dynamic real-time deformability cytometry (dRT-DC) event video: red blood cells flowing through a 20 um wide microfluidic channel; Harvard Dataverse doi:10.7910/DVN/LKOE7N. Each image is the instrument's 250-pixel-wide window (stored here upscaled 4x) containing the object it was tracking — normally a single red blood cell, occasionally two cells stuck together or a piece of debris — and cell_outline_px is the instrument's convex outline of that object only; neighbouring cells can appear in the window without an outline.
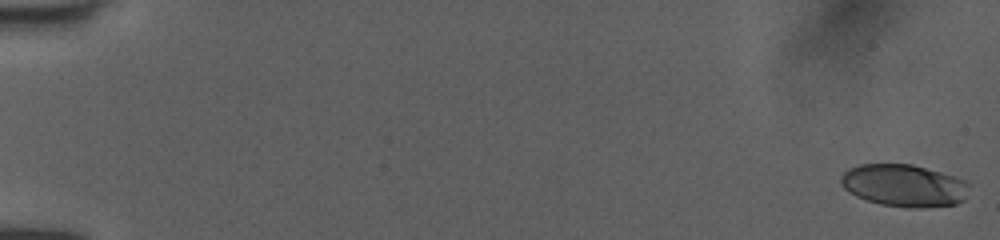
{"species": "human", "species_latin": "Homo sapiens", "temperature_condition": "room temperature", "stored_images_in_passage": 53, "camera_frame_rate_fps": 3000, "um_per_image_px": 0.085, "donor": {"sex": "female"}, "frame": {"image": 1, "passage_image": 1, "time_ms": 0.0, "image_size_px": [1000, 240], "cell_outline_px": [[972, 184], [964, 200], [956, 204], [924, 208], [908, 208], [880, 204], [856, 196], [844, 188], [840, 184], [840, 176], [848, 168], [860, 164], [912, 164], [968, 180]], "centroid_in_image_um": [76.88, 15.77], "position_along_channel_um": 8.1, "area_um2": 32.02}}
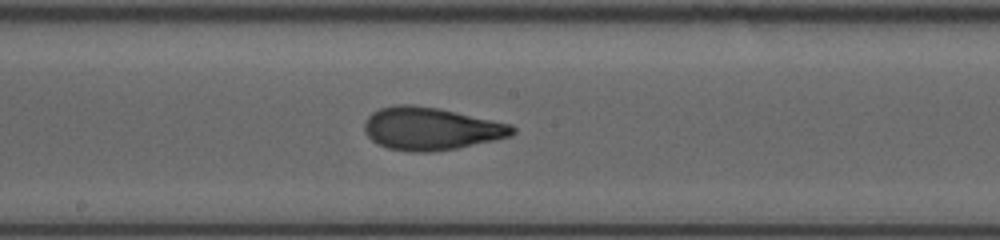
{"frame": {"image": 2, "passage_image": 30, "time_ms": 9.667, "image_size_px": [1000, 240], "cell_outline_px": [[516, 132], [512, 136], [456, 148], [428, 152], [412, 152], [388, 148], [372, 140], [364, 132], [364, 120], [372, 112], [380, 108], [396, 104], [412, 104], [440, 108], [512, 124], [516, 128]], "centroid_in_image_um": [36.63, 10.92], "position_along_channel_um": 211.6, "area_um2": 36.99}}
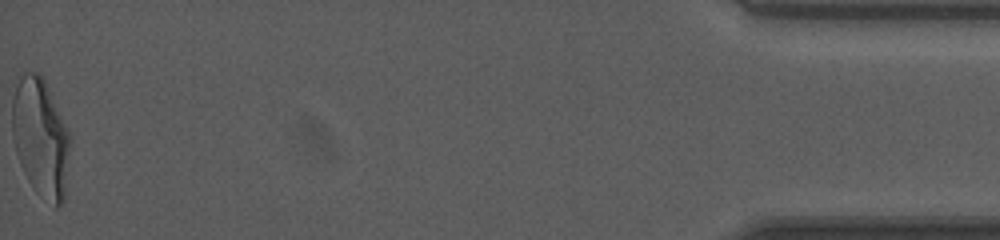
{"frame": {"image": 3, "passage_image": 53, "time_ms": 17.333, "image_size_px": [1000, 240], "cell_outline_px": [[72, 144], [64, 200], [56, 208], [28, 180], [20, 164], [16, 152], [12, 136], [12, 100], [20, 76], [24, 72], [40, 72], [72, 136]], "centroid_in_image_um": [3.49, 11.67], "position_along_channel_um": 431.7, "area_um2": 40.06}, "authors_computed_cell_mechanics": {"area_um2": 35.6048, "velocity_mm_per_s": 4.0193, "shape_relaxation_time_tau1_ms": 3.9296, "shape_relaxation_time_tau2_ms": 1.0178, "deformation_change_tau1": 0.2145, "deformation_change_tau2": 0.0846}}